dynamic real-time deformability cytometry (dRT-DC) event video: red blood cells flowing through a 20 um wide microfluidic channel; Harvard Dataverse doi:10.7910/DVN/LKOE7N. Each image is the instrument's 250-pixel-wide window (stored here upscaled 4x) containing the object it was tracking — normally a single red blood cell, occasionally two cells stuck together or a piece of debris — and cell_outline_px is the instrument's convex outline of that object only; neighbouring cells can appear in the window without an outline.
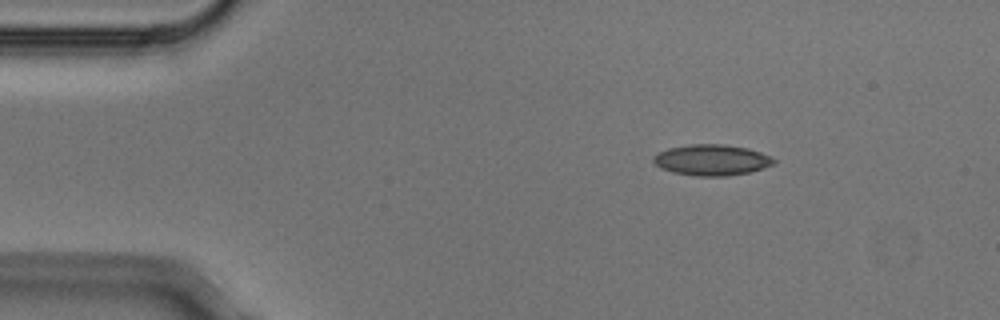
{"species": "Egyptian fruit bat (a non-hibernating species)", "species_latin": "Rousettus aegyptiacus", "temperature_condition": "cold", "stored_images_in_passage": 5, "camera_frame_rate_fps": 3000, "um_per_image_px": 0.085, "animal": {"sex": "male"}, "frame": {"image": 1, "passage_image": 3, "time_ms": 0.667, "image_size_px": [1000, 320], "cell_outline_px": [[776, 164], [764, 168], [748, 172], [728, 176], [696, 176], [672, 172], [660, 168], [652, 160], [652, 156], [656, 152], [668, 148], [688, 144], [720, 144], [748, 148], [760, 152], [776, 160]], "centroid_in_image_um": [60.46, 13.6], "position_along_channel_um": 24.5, "area_um2": 21.85}}
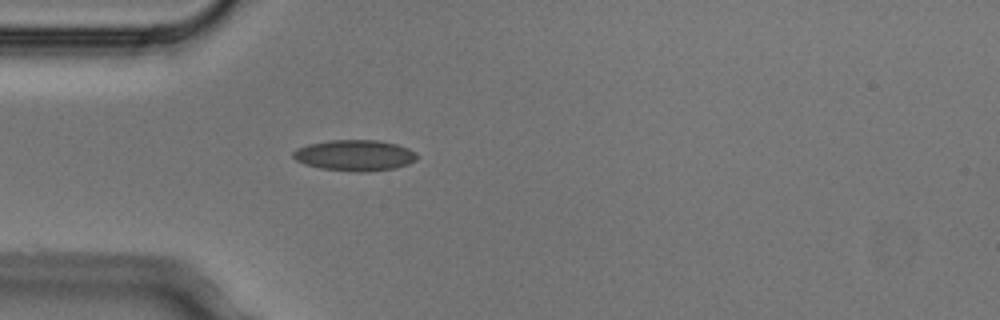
{"frame": {"image": 2, "passage_image": 5, "time_ms": 1.333, "image_size_px": [1000, 320], "cell_outline_px": [[420, 156], [416, 160], [408, 164], [396, 168], [360, 172], [356, 172], [320, 168], [304, 164], [296, 160], [292, 156], [292, 152], [296, 148], [308, 144], [328, 140], [380, 140], [396, 144], [408, 148], [416, 152]], "centroid_in_image_um": [30.16, 13.2], "position_along_channel_um": 54.8, "area_um2": 22.54}}